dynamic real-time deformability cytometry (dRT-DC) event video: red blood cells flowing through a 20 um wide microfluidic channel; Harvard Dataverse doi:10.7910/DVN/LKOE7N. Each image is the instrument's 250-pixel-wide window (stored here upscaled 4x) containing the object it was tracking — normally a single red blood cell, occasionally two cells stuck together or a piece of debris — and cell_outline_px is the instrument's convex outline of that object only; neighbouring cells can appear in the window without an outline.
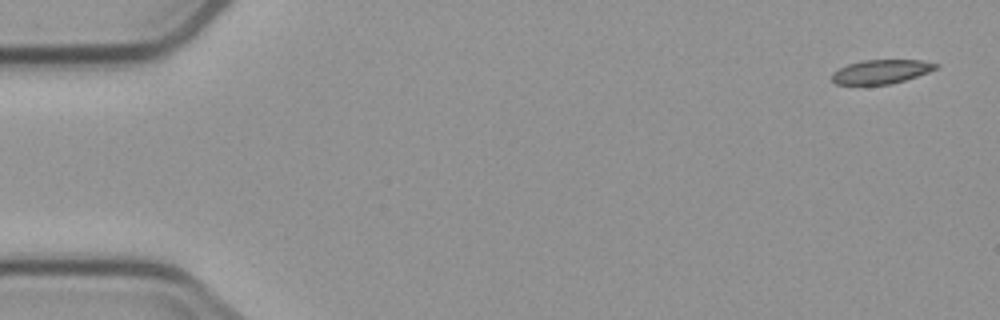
{"species": "common noctule bat (a hibernating species)", "species_latin": "Nyctalus noctula", "temperature_condition": "cold", "stored_images_in_passage": 5, "camera_frame_rate_fps": 3000, "um_per_image_px": 0.085, "animal": {"sex": "male", "body_mass_g": 23.1, "forearm_length_mm": 52.7}, "frame": {"image": 1, "passage_image": 1, "time_ms": 0.0, "image_size_px": [1000, 320], "cell_outline_px": [[940, 68], [892, 84], [836, 84], [832, 80], [832, 72], [848, 64], [864, 60], [920, 60], [940, 64]], "centroid_in_image_um": [74.93, 6.08], "position_along_channel_um": 10.1, "area_um2": 14.45}}